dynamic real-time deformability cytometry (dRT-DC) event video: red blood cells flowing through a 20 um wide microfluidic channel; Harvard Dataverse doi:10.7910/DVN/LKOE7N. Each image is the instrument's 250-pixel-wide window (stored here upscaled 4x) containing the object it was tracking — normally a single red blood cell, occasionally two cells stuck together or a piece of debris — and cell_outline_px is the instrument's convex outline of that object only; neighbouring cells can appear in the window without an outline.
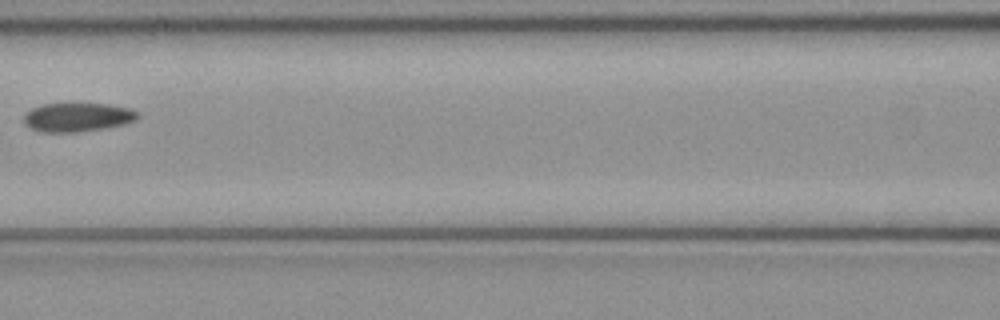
{"species": "common noctule bat (a hibernating species)", "species_latin": "Nyctalus noctula", "temperature_condition": "cold", "stored_images_in_passage": 6, "camera_frame_rate_fps": 3000, "um_per_image_px": 0.085, "animal": {"sex": "female", "body_mass_g": 21.9}, "frame": {"image": 1, "passage_image": 6, "time_ms": 1.667, "image_size_px": [1000, 320], "cell_outline_px": [[140, 116], [136, 120], [120, 124], [100, 128], [76, 132], [44, 132], [32, 128], [24, 124], [24, 116], [32, 108], [40, 104], [108, 104], [128, 108], [136, 112]], "centroid_in_image_um": [6.55, 9.95], "position_along_channel_um": 160.1, "area_um2": 18.67}}